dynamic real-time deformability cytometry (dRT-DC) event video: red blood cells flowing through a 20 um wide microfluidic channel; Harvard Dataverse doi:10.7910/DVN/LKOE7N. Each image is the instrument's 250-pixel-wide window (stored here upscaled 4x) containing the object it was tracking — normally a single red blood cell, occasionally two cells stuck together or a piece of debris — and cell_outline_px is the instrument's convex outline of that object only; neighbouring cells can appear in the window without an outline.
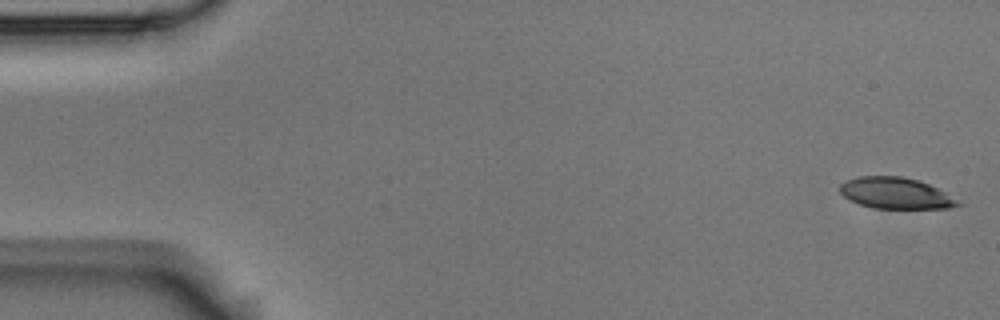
{"species": "Egyptian fruit bat (a non-hibernating species)", "species_latin": "Rousettus aegyptiacus", "temperature_condition": "room temperature", "stored_images_in_passage": 6, "segment_of_instrument_passage": [1, 2], "camera_frame_rate_fps": 3000, "um_per_image_px": 0.085, "animal": {"sex": "male"}, "frame": {"image": 1, "passage_image": 1, "time_ms": 0.0, "image_size_px": [1000, 320], "cell_outline_px": [[964, 204], [948, 208], [872, 208], [860, 204], [844, 196], [840, 192], [840, 184], [844, 180], [856, 176], [900, 176], [916, 180], [928, 184], [960, 200]], "centroid_in_image_um": [76.12, 16.41], "position_along_channel_um": 8.9, "area_um2": 21.39}}
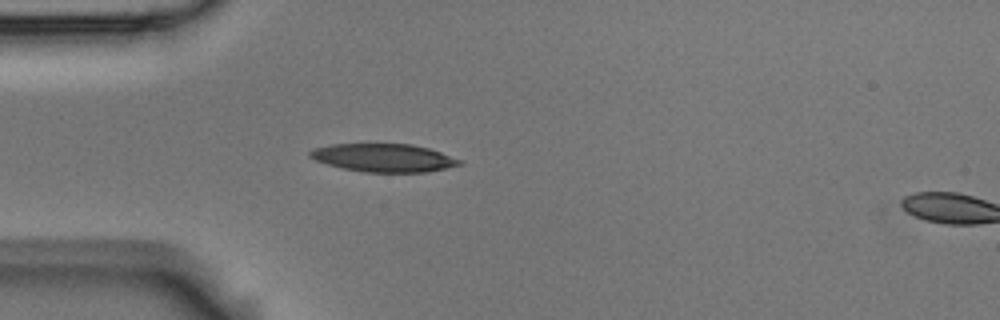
{"frame": {"image": 2, "passage_image": 5, "time_ms": 1.333, "image_size_px": [1000, 320], "cell_outline_px": [[464, 164], [428, 172], [364, 172], [340, 168], [316, 160], [308, 156], [308, 152], [316, 148], [332, 144], [412, 144], [428, 148], [440, 152], [460, 160]], "centroid_in_image_um": [32.61, 13.42], "position_along_channel_um": 52.4, "area_um2": 24.39}}